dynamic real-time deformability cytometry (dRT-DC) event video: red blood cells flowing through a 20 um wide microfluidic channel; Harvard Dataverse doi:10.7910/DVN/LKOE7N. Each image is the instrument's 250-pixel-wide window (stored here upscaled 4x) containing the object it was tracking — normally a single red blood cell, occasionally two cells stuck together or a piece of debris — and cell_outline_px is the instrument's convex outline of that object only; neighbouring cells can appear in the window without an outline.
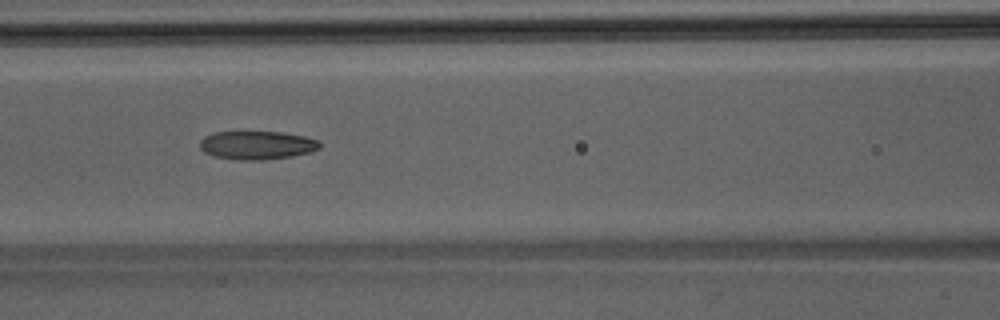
{"species": "Egyptian fruit bat (a non-hibernating species)", "species_latin": "Rousettus aegyptiacus", "temperature_condition": "room temperature", "stored_images_in_passage": 29, "camera_frame_rate_fps": 3000, "um_per_image_px": 0.085, "animal": {"sex": "male"}, "frame": {"image": 1, "passage_image": 7, "time_ms": 2.0, "image_size_px": [1000, 320], "cell_outline_px": [[320, 148], [308, 152], [292, 156], [260, 160], [240, 160], [212, 156], [204, 152], [200, 148], [200, 140], [204, 136], [216, 132], [280, 132], [304, 136], [320, 140]], "centroid_in_image_um": [21.82, 12.34], "position_along_channel_um": 144.8, "area_um2": 19.83}}
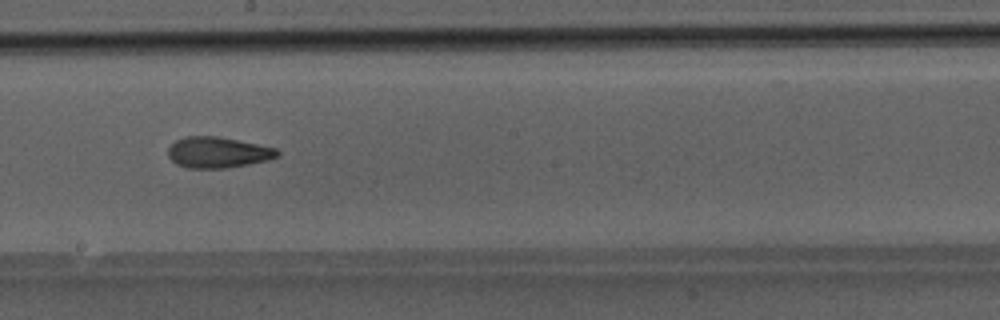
{"frame": {"image": 2, "passage_image": 13, "time_ms": 4.0, "image_size_px": [1000, 320], "cell_outline_px": [[280, 152], [276, 156], [268, 160], [228, 168], [188, 168], [176, 164], [168, 156], [168, 148], [176, 140], [184, 136], [216, 136], [276, 148]], "centroid_in_image_um": [18.48, 12.96], "position_along_channel_um": 229.7, "area_um2": 19.54}}
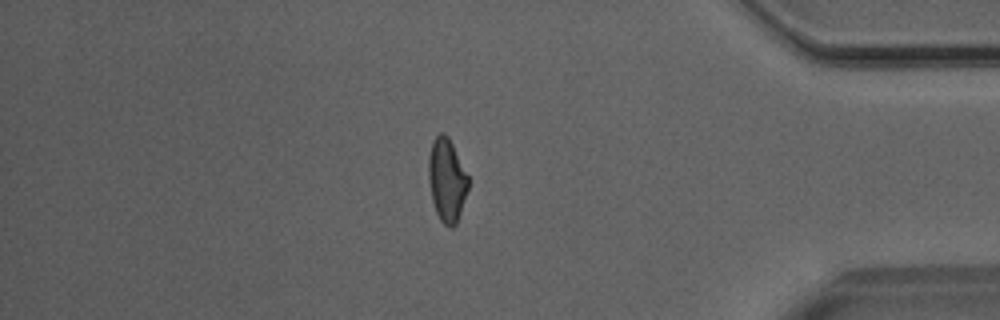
{"frame": {"image": 3, "passage_image": 27, "time_ms": 8.667, "image_size_px": [1000, 320], "cell_outline_px": [[468, 188], [456, 224], [452, 228], [448, 228], [440, 220], [436, 212], [432, 200], [428, 176], [428, 156], [432, 140], [440, 132], [444, 132], [448, 136], [468, 176]], "centroid_in_image_um": [37.96, 15.29], "position_along_channel_um": 397.2, "area_um2": 19.19}}